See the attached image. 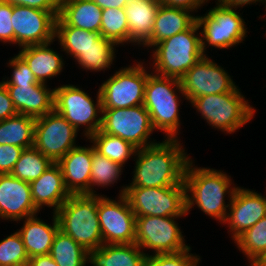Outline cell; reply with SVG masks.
<instances>
[{"label": "cell", "mask_w": 266, "mask_h": 266, "mask_svg": "<svg viewBox=\"0 0 266 266\" xmlns=\"http://www.w3.org/2000/svg\"><path fill=\"white\" fill-rule=\"evenodd\" d=\"M14 44L20 48L55 41L56 17L49 11L13 5Z\"/></svg>", "instance_id": "obj_16"}, {"label": "cell", "mask_w": 266, "mask_h": 266, "mask_svg": "<svg viewBox=\"0 0 266 266\" xmlns=\"http://www.w3.org/2000/svg\"><path fill=\"white\" fill-rule=\"evenodd\" d=\"M33 204L40 211L43 206L56 212L71 196L67 190L62 171L57 163H53L39 178L30 183Z\"/></svg>", "instance_id": "obj_21"}, {"label": "cell", "mask_w": 266, "mask_h": 266, "mask_svg": "<svg viewBox=\"0 0 266 266\" xmlns=\"http://www.w3.org/2000/svg\"><path fill=\"white\" fill-rule=\"evenodd\" d=\"M193 166V160L190 159L184 173L186 214L196 204L203 213L223 224L230 206V203H225L224 197L228 193L231 199L237 187H230L232 180L225 172Z\"/></svg>", "instance_id": "obj_2"}, {"label": "cell", "mask_w": 266, "mask_h": 266, "mask_svg": "<svg viewBox=\"0 0 266 266\" xmlns=\"http://www.w3.org/2000/svg\"><path fill=\"white\" fill-rule=\"evenodd\" d=\"M207 56L205 54L180 79L189 102L204 95L232 92L237 87L228 72Z\"/></svg>", "instance_id": "obj_15"}, {"label": "cell", "mask_w": 266, "mask_h": 266, "mask_svg": "<svg viewBox=\"0 0 266 266\" xmlns=\"http://www.w3.org/2000/svg\"><path fill=\"white\" fill-rule=\"evenodd\" d=\"M13 101L10 98V94L4 84L0 82V121L17 115Z\"/></svg>", "instance_id": "obj_43"}, {"label": "cell", "mask_w": 266, "mask_h": 266, "mask_svg": "<svg viewBox=\"0 0 266 266\" xmlns=\"http://www.w3.org/2000/svg\"><path fill=\"white\" fill-rule=\"evenodd\" d=\"M101 37L100 32L68 26L59 16L56 18L55 39L58 38L62 50L74 59Z\"/></svg>", "instance_id": "obj_28"}, {"label": "cell", "mask_w": 266, "mask_h": 266, "mask_svg": "<svg viewBox=\"0 0 266 266\" xmlns=\"http://www.w3.org/2000/svg\"><path fill=\"white\" fill-rule=\"evenodd\" d=\"M93 143L94 149L99 154L107 157L113 162L125 165V162L133 155L137 148L118 136L106 134L98 130L88 138Z\"/></svg>", "instance_id": "obj_31"}, {"label": "cell", "mask_w": 266, "mask_h": 266, "mask_svg": "<svg viewBox=\"0 0 266 266\" xmlns=\"http://www.w3.org/2000/svg\"><path fill=\"white\" fill-rule=\"evenodd\" d=\"M247 256L251 266H256L266 255V216L234 241Z\"/></svg>", "instance_id": "obj_32"}, {"label": "cell", "mask_w": 266, "mask_h": 266, "mask_svg": "<svg viewBox=\"0 0 266 266\" xmlns=\"http://www.w3.org/2000/svg\"><path fill=\"white\" fill-rule=\"evenodd\" d=\"M219 1L221 4L225 5V6H229L231 8H234L235 10L238 8V7H241L243 8V6L245 5H250V4H253V3H256V2H262V4H266V0H217ZM265 8H266V5H265ZM266 11V9H265Z\"/></svg>", "instance_id": "obj_47"}, {"label": "cell", "mask_w": 266, "mask_h": 266, "mask_svg": "<svg viewBox=\"0 0 266 266\" xmlns=\"http://www.w3.org/2000/svg\"><path fill=\"white\" fill-rule=\"evenodd\" d=\"M183 93L180 80L148 73L145 84L143 105L150 114L154 130L163 131L166 139H177L180 128L179 105Z\"/></svg>", "instance_id": "obj_3"}, {"label": "cell", "mask_w": 266, "mask_h": 266, "mask_svg": "<svg viewBox=\"0 0 266 266\" xmlns=\"http://www.w3.org/2000/svg\"><path fill=\"white\" fill-rule=\"evenodd\" d=\"M190 103L209 125L226 134L236 132L251 121L255 113V109L245 100L238 87L232 92L197 97Z\"/></svg>", "instance_id": "obj_6"}, {"label": "cell", "mask_w": 266, "mask_h": 266, "mask_svg": "<svg viewBox=\"0 0 266 266\" xmlns=\"http://www.w3.org/2000/svg\"><path fill=\"white\" fill-rule=\"evenodd\" d=\"M24 148L15 145H0V174H10Z\"/></svg>", "instance_id": "obj_41"}, {"label": "cell", "mask_w": 266, "mask_h": 266, "mask_svg": "<svg viewBox=\"0 0 266 266\" xmlns=\"http://www.w3.org/2000/svg\"><path fill=\"white\" fill-rule=\"evenodd\" d=\"M141 250L135 243L103 244L88 251V263L92 266H143L150 254Z\"/></svg>", "instance_id": "obj_25"}, {"label": "cell", "mask_w": 266, "mask_h": 266, "mask_svg": "<svg viewBox=\"0 0 266 266\" xmlns=\"http://www.w3.org/2000/svg\"><path fill=\"white\" fill-rule=\"evenodd\" d=\"M9 66L13 69V73L10 79L3 80L5 86L36 85L39 83L26 61L19 54L9 60Z\"/></svg>", "instance_id": "obj_39"}, {"label": "cell", "mask_w": 266, "mask_h": 266, "mask_svg": "<svg viewBox=\"0 0 266 266\" xmlns=\"http://www.w3.org/2000/svg\"><path fill=\"white\" fill-rule=\"evenodd\" d=\"M102 10L108 8H124L129 0H91Z\"/></svg>", "instance_id": "obj_46"}, {"label": "cell", "mask_w": 266, "mask_h": 266, "mask_svg": "<svg viewBox=\"0 0 266 266\" xmlns=\"http://www.w3.org/2000/svg\"><path fill=\"white\" fill-rule=\"evenodd\" d=\"M11 5H21L51 12L56 18L59 16L60 0H2Z\"/></svg>", "instance_id": "obj_42"}, {"label": "cell", "mask_w": 266, "mask_h": 266, "mask_svg": "<svg viewBox=\"0 0 266 266\" xmlns=\"http://www.w3.org/2000/svg\"><path fill=\"white\" fill-rule=\"evenodd\" d=\"M29 256L18 231L0 241V266H27Z\"/></svg>", "instance_id": "obj_37"}, {"label": "cell", "mask_w": 266, "mask_h": 266, "mask_svg": "<svg viewBox=\"0 0 266 266\" xmlns=\"http://www.w3.org/2000/svg\"><path fill=\"white\" fill-rule=\"evenodd\" d=\"M199 29L195 22L188 30L156 44L153 47L152 72L180 80L205 55L202 52L201 33L197 32Z\"/></svg>", "instance_id": "obj_5"}, {"label": "cell", "mask_w": 266, "mask_h": 266, "mask_svg": "<svg viewBox=\"0 0 266 266\" xmlns=\"http://www.w3.org/2000/svg\"><path fill=\"white\" fill-rule=\"evenodd\" d=\"M77 130L55 109L36 118L33 146L53 163L77 147Z\"/></svg>", "instance_id": "obj_13"}, {"label": "cell", "mask_w": 266, "mask_h": 266, "mask_svg": "<svg viewBox=\"0 0 266 266\" xmlns=\"http://www.w3.org/2000/svg\"><path fill=\"white\" fill-rule=\"evenodd\" d=\"M27 266H58L49 254L29 258Z\"/></svg>", "instance_id": "obj_45"}, {"label": "cell", "mask_w": 266, "mask_h": 266, "mask_svg": "<svg viewBox=\"0 0 266 266\" xmlns=\"http://www.w3.org/2000/svg\"><path fill=\"white\" fill-rule=\"evenodd\" d=\"M123 166L117 162H113L107 157L99 154L95 151L93 146V157H92V169L90 175V195H95L94 186L107 187L113 185L117 179Z\"/></svg>", "instance_id": "obj_36"}, {"label": "cell", "mask_w": 266, "mask_h": 266, "mask_svg": "<svg viewBox=\"0 0 266 266\" xmlns=\"http://www.w3.org/2000/svg\"><path fill=\"white\" fill-rule=\"evenodd\" d=\"M55 90L54 109L61 114L77 131L85 127L84 136L88 139L101 128L102 100L100 90L94 100L75 85H62ZM101 114V116H98Z\"/></svg>", "instance_id": "obj_8"}, {"label": "cell", "mask_w": 266, "mask_h": 266, "mask_svg": "<svg viewBox=\"0 0 266 266\" xmlns=\"http://www.w3.org/2000/svg\"><path fill=\"white\" fill-rule=\"evenodd\" d=\"M176 218L180 217H136L135 244L141 249H152L153 255L189 249L180 227L174 221Z\"/></svg>", "instance_id": "obj_12"}, {"label": "cell", "mask_w": 266, "mask_h": 266, "mask_svg": "<svg viewBox=\"0 0 266 266\" xmlns=\"http://www.w3.org/2000/svg\"><path fill=\"white\" fill-rule=\"evenodd\" d=\"M191 248L176 252L150 255L147 261L152 266H198L200 258L198 255L189 253Z\"/></svg>", "instance_id": "obj_38"}, {"label": "cell", "mask_w": 266, "mask_h": 266, "mask_svg": "<svg viewBox=\"0 0 266 266\" xmlns=\"http://www.w3.org/2000/svg\"><path fill=\"white\" fill-rule=\"evenodd\" d=\"M93 145L71 149L57 164L60 166L64 183L71 195H90Z\"/></svg>", "instance_id": "obj_19"}, {"label": "cell", "mask_w": 266, "mask_h": 266, "mask_svg": "<svg viewBox=\"0 0 266 266\" xmlns=\"http://www.w3.org/2000/svg\"><path fill=\"white\" fill-rule=\"evenodd\" d=\"M53 225L45 223L36 215L25 218L24 224L18 230L29 258L49 254L54 238L60 229L59 221L53 212Z\"/></svg>", "instance_id": "obj_24"}, {"label": "cell", "mask_w": 266, "mask_h": 266, "mask_svg": "<svg viewBox=\"0 0 266 266\" xmlns=\"http://www.w3.org/2000/svg\"><path fill=\"white\" fill-rule=\"evenodd\" d=\"M97 207L98 194L71 195L55 212L60 230L87 251L103 245Z\"/></svg>", "instance_id": "obj_4"}, {"label": "cell", "mask_w": 266, "mask_h": 266, "mask_svg": "<svg viewBox=\"0 0 266 266\" xmlns=\"http://www.w3.org/2000/svg\"><path fill=\"white\" fill-rule=\"evenodd\" d=\"M36 118L17 114L0 121V145H15L30 148L34 144Z\"/></svg>", "instance_id": "obj_29"}, {"label": "cell", "mask_w": 266, "mask_h": 266, "mask_svg": "<svg viewBox=\"0 0 266 266\" xmlns=\"http://www.w3.org/2000/svg\"><path fill=\"white\" fill-rule=\"evenodd\" d=\"M159 6L158 0L128 1L124 10L127 15L130 43L139 46L150 39Z\"/></svg>", "instance_id": "obj_22"}, {"label": "cell", "mask_w": 266, "mask_h": 266, "mask_svg": "<svg viewBox=\"0 0 266 266\" xmlns=\"http://www.w3.org/2000/svg\"><path fill=\"white\" fill-rule=\"evenodd\" d=\"M190 12L187 9L160 4L151 37L143 46L154 47L159 42L188 30L196 22V16Z\"/></svg>", "instance_id": "obj_23"}, {"label": "cell", "mask_w": 266, "mask_h": 266, "mask_svg": "<svg viewBox=\"0 0 266 266\" xmlns=\"http://www.w3.org/2000/svg\"><path fill=\"white\" fill-rule=\"evenodd\" d=\"M143 266H152L148 261Z\"/></svg>", "instance_id": "obj_49"}, {"label": "cell", "mask_w": 266, "mask_h": 266, "mask_svg": "<svg viewBox=\"0 0 266 266\" xmlns=\"http://www.w3.org/2000/svg\"><path fill=\"white\" fill-rule=\"evenodd\" d=\"M59 17L68 26L100 32L102 9L91 0H60Z\"/></svg>", "instance_id": "obj_27"}, {"label": "cell", "mask_w": 266, "mask_h": 266, "mask_svg": "<svg viewBox=\"0 0 266 266\" xmlns=\"http://www.w3.org/2000/svg\"><path fill=\"white\" fill-rule=\"evenodd\" d=\"M53 162L34 146L25 148L10 173L20 180L31 183L39 178Z\"/></svg>", "instance_id": "obj_33"}, {"label": "cell", "mask_w": 266, "mask_h": 266, "mask_svg": "<svg viewBox=\"0 0 266 266\" xmlns=\"http://www.w3.org/2000/svg\"><path fill=\"white\" fill-rule=\"evenodd\" d=\"M49 255L58 266H85L88 263V251L60 229Z\"/></svg>", "instance_id": "obj_30"}, {"label": "cell", "mask_w": 266, "mask_h": 266, "mask_svg": "<svg viewBox=\"0 0 266 266\" xmlns=\"http://www.w3.org/2000/svg\"><path fill=\"white\" fill-rule=\"evenodd\" d=\"M179 139H164L137 149L132 183L127 188L166 187L184 183V173L191 157Z\"/></svg>", "instance_id": "obj_1"}, {"label": "cell", "mask_w": 266, "mask_h": 266, "mask_svg": "<svg viewBox=\"0 0 266 266\" xmlns=\"http://www.w3.org/2000/svg\"><path fill=\"white\" fill-rule=\"evenodd\" d=\"M229 202L224 224H228L234 241L266 216V197L255 191L237 187Z\"/></svg>", "instance_id": "obj_17"}, {"label": "cell", "mask_w": 266, "mask_h": 266, "mask_svg": "<svg viewBox=\"0 0 266 266\" xmlns=\"http://www.w3.org/2000/svg\"><path fill=\"white\" fill-rule=\"evenodd\" d=\"M40 212L33 204L30 183L0 174V218L21 221Z\"/></svg>", "instance_id": "obj_18"}, {"label": "cell", "mask_w": 266, "mask_h": 266, "mask_svg": "<svg viewBox=\"0 0 266 266\" xmlns=\"http://www.w3.org/2000/svg\"><path fill=\"white\" fill-rule=\"evenodd\" d=\"M115 44L109 39L101 37L94 46L88 47L75 59L80 67L90 71H101L110 68L115 59Z\"/></svg>", "instance_id": "obj_34"}, {"label": "cell", "mask_w": 266, "mask_h": 266, "mask_svg": "<svg viewBox=\"0 0 266 266\" xmlns=\"http://www.w3.org/2000/svg\"><path fill=\"white\" fill-rule=\"evenodd\" d=\"M97 213L103 244L135 243L136 216L125 195L115 201L98 194Z\"/></svg>", "instance_id": "obj_14"}, {"label": "cell", "mask_w": 266, "mask_h": 266, "mask_svg": "<svg viewBox=\"0 0 266 266\" xmlns=\"http://www.w3.org/2000/svg\"><path fill=\"white\" fill-rule=\"evenodd\" d=\"M158 1L160 4L165 6L183 8L191 12H194V10L196 11L209 0H158Z\"/></svg>", "instance_id": "obj_44"}, {"label": "cell", "mask_w": 266, "mask_h": 266, "mask_svg": "<svg viewBox=\"0 0 266 266\" xmlns=\"http://www.w3.org/2000/svg\"><path fill=\"white\" fill-rule=\"evenodd\" d=\"M13 5L0 0V42L14 44Z\"/></svg>", "instance_id": "obj_40"}, {"label": "cell", "mask_w": 266, "mask_h": 266, "mask_svg": "<svg viewBox=\"0 0 266 266\" xmlns=\"http://www.w3.org/2000/svg\"><path fill=\"white\" fill-rule=\"evenodd\" d=\"M102 124L100 130L106 134L118 136L137 149L153 145L149 141L154 128L150 114L144 105L129 108H102Z\"/></svg>", "instance_id": "obj_10"}, {"label": "cell", "mask_w": 266, "mask_h": 266, "mask_svg": "<svg viewBox=\"0 0 266 266\" xmlns=\"http://www.w3.org/2000/svg\"><path fill=\"white\" fill-rule=\"evenodd\" d=\"M136 217H183L186 216L185 183L166 187H137L121 189Z\"/></svg>", "instance_id": "obj_7"}, {"label": "cell", "mask_w": 266, "mask_h": 266, "mask_svg": "<svg viewBox=\"0 0 266 266\" xmlns=\"http://www.w3.org/2000/svg\"><path fill=\"white\" fill-rule=\"evenodd\" d=\"M216 5L208 10L209 12H206L205 16H196L198 26L200 29L202 28L200 33L204 54L207 51V45L218 49H228L242 43L247 33L245 21L239 12L219 1L216 2Z\"/></svg>", "instance_id": "obj_9"}, {"label": "cell", "mask_w": 266, "mask_h": 266, "mask_svg": "<svg viewBox=\"0 0 266 266\" xmlns=\"http://www.w3.org/2000/svg\"><path fill=\"white\" fill-rule=\"evenodd\" d=\"M47 86L38 83L6 88L18 114L38 118L54 110L55 90Z\"/></svg>", "instance_id": "obj_20"}, {"label": "cell", "mask_w": 266, "mask_h": 266, "mask_svg": "<svg viewBox=\"0 0 266 266\" xmlns=\"http://www.w3.org/2000/svg\"><path fill=\"white\" fill-rule=\"evenodd\" d=\"M51 42L22 47L19 55L26 61L39 83L57 76L64 67L63 58L50 48Z\"/></svg>", "instance_id": "obj_26"}, {"label": "cell", "mask_w": 266, "mask_h": 266, "mask_svg": "<svg viewBox=\"0 0 266 266\" xmlns=\"http://www.w3.org/2000/svg\"><path fill=\"white\" fill-rule=\"evenodd\" d=\"M100 35L117 45L130 43L127 15L124 8H108L102 10Z\"/></svg>", "instance_id": "obj_35"}, {"label": "cell", "mask_w": 266, "mask_h": 266, "mask_svg": "<svg viewBox=\"0 0 266 266\" xmlns=\"http://www.w3.org/2000/svg\"><path fill=\"white\" fill-rule=\"evenodd\" d=\"M140 61L122 67L99 87L102 108H129L143 105L148 73Z\"/></svg>", "instance_id": "obj_11"}, {"label": "cell", "mask_w": 266, "mask_h": 266, "mask_svg": "<svg viewBox=\"0 0 266 266\" xmlns=\"http://www.w3.org/2000/svg\"><path fill=\"white\" fill-rule=\"evenodd\" d=\"M256 266H266V255L263 257V259Z\"/></svg>", "instance_id": "obj_48"}]
</instances>
